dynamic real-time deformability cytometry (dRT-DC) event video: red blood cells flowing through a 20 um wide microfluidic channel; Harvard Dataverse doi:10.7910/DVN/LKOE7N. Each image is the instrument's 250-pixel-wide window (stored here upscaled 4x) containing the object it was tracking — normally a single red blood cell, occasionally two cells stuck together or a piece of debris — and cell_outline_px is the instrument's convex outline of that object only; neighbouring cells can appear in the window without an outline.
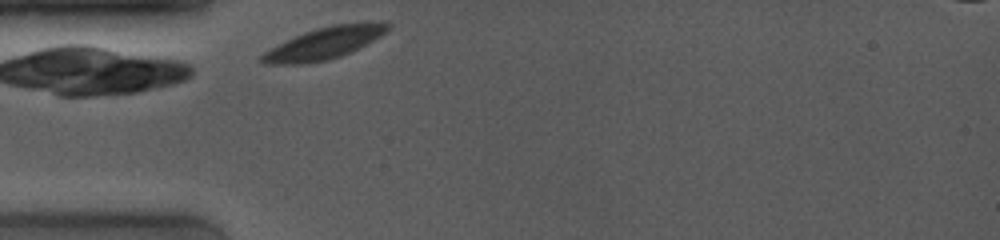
{"species": "common noctule bat (a hibernating species)", "species_latin": "Nyctalus noctula", "temperature_condition": "room temperature", "stored_images_in_passage": 20, "camera_frame_rate_fps": 4000, "um_per_image_px": 0.085, "animal": {"sex": "female", "body_mass_g": 19.0, "forearm_length_mm": 53.3}, "frame": {"image": 1, "passage_image": 1, "time_ms": 0.0, "image_size_px": [1000, 240], "cell_outline_px": [[392, 24], [380, 36], [340, 56], [328, 60], [300, 64], [268, 64], [260, 60], [260, 56], [264, 52], [304, 32], [332, 24], [384, 20], [388, 20]], "centroid_in_image_um": [27.62, 3.64], "position_along_channel_um": 57.4, "area_um2": 23.0}}